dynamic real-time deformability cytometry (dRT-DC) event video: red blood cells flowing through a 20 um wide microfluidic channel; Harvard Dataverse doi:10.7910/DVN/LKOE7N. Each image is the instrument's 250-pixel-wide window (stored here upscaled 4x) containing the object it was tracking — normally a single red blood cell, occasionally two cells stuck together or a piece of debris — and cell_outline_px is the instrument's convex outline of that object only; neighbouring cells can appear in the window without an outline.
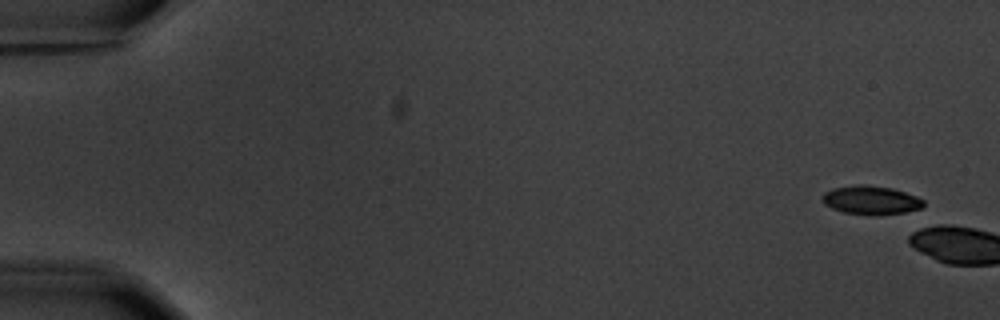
{"species": "common noctule bat (a hibernating species)", "species_latin": "Nyctalus noctula", "temperature_condition": "warm", "stored_images_in_passage": 2, "camera_frame_rate_fps": 3000, "um_per_image_px": 0.085, "animal": {"sex": "male", "body_mass_g": 20.1, "forearm_length_mm": 53.5}, "frame": {"image": 1, "passage_image": 1, "time_ms": 0.0, "image_size_px": [1000, 320], "cell_outline_px": [[924, 204], [920, 208], [904, 212], [876, 216], [872, 216], [844, 212], [832, 208], [824, 204], [820, 196], [824, 192], [832, 188], [856, 184], [860, 184], [892, 188], [916, 196], [924, 200]], "centroid_in_image_um": [73.98, 17.01], "position_along_channel_um": 11.0, "area_um2": 17.05}}